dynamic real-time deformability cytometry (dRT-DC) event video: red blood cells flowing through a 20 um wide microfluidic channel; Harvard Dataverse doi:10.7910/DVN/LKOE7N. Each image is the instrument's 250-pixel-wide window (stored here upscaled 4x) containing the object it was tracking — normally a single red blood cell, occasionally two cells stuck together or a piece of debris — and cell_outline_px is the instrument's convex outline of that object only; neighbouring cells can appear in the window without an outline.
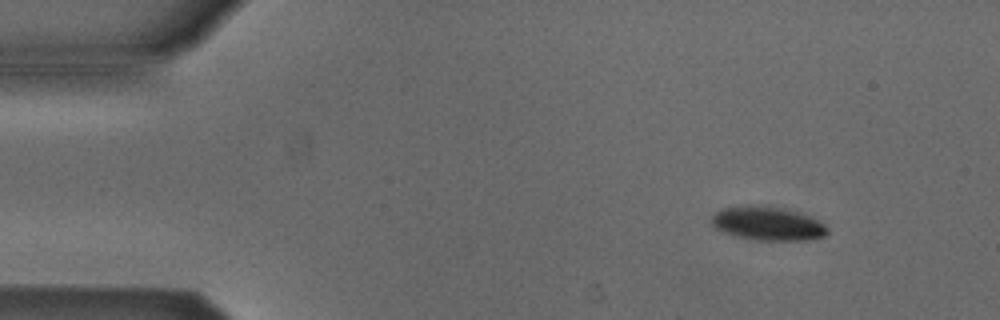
{"species": "Egyptian fruit bat (a non-hibernating species)", "species_latin": "Rousettus aegyptiacus", "temperature_condition": "cold", "stored_images_in_passage": 4, "camera_frame_rate_fps": 3000, "um_per_image_px": 0.085, "animal": {"sex": "male"}, "frame": {"image": 1, "passage_image": 1, "time_ms": 0.0, "image_size_px": [1000, 320], "cell_outline_px": [[828, 232], [824, 236], [812, 240], [752, 240], [736, 236], [724, 232], [716, 228], [712, 224], [712, 216], [720, 208], [748, 204], [756, 204], [800, 212], [820, 220], [828, 228]], "centroid_in_image_um": [65.26, 18.99], "position_along_channel_um": 19.7, "area_um2": 23.06}}
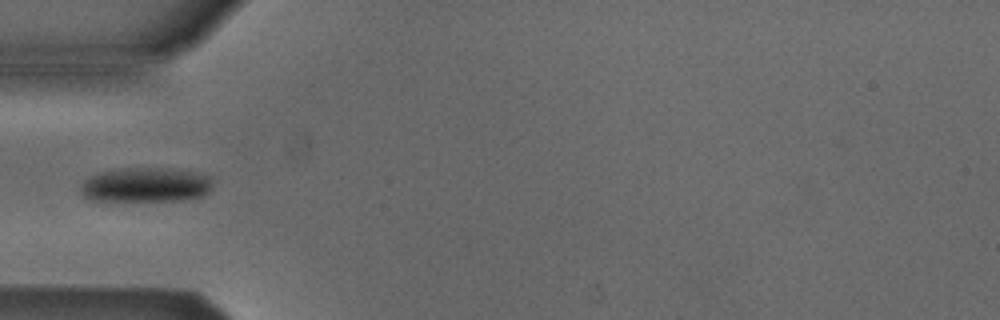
{"frame": {"image": 2, "passage_image": 4, "time_ms": 1.0, "image_size_px": [1000, 320], "cell_outline_px": [[212, 184], [208, 192], [204, 196], [180, 200], [92, 200], [84, 196], [80, 192], [80, 188], [84, 180], [88, 176], [96, 172], [120, 168], [172, 168], [196, 172], [208, 176]], "centroid_in_image_um": [12.35, 15.69], "position_along_channel_um": 72.6, "area_um2": 26.7}}